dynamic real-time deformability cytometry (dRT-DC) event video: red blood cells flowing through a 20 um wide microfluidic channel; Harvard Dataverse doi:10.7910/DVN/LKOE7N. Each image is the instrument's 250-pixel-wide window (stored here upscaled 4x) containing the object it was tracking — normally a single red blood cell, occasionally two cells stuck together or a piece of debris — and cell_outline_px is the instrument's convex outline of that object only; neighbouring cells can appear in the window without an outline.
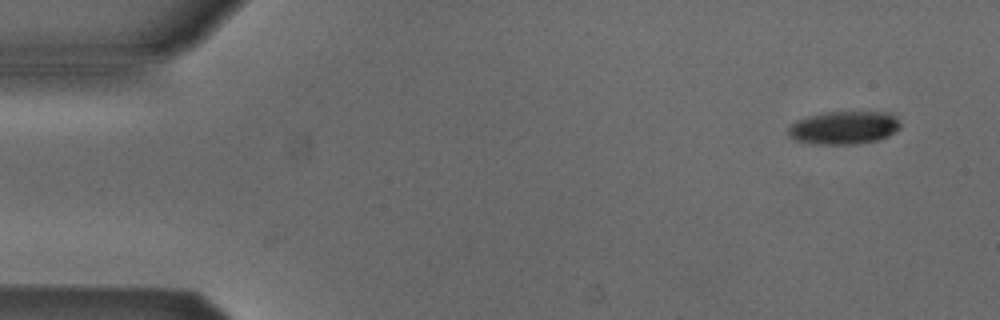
{"species": "Egyptian fruit bat (a non-hibernating species)", "species_latin": "Rousettus aegyptiacus", "temperature_condition": "cold", "stored_images_in_passage": 4, "camera_frame_rate_fps": 3000, "um_per_image_px": 0.085, "animal": {"sex": "male"}, "frame": {"image": 1, "passage_image": 1, "time_ms": 0.0, "image_size_px": [1000, 320], "cell_outline_px": [[900, 128], [888, 136], [876, 140], [856, 144], [812, 144], [796, 140], [788, 136], [788, 128], [796, 120], [804, 116], [824, 112], [892, 112], [900, 120]], "centroid_in_image_um": [71.73, 10.84], "position_along_channel_um": 13.3, "area_um2": 21.91}}
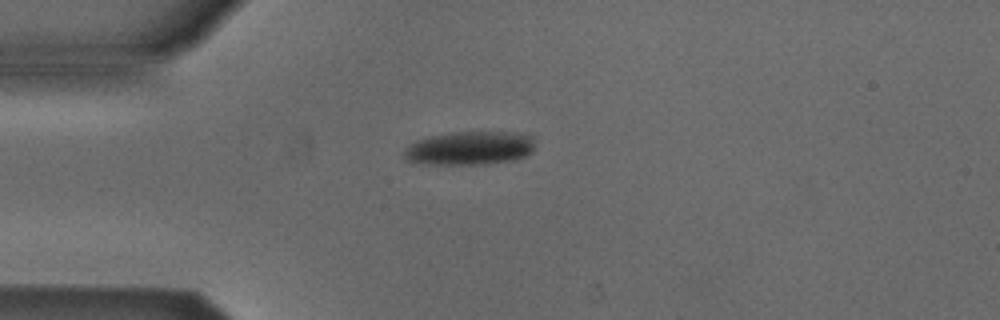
{"frame": {"image": 2, "passage_image": 4, "time_ms": 1.0, "image_size_px": [1000, 320], "cell_outline_px": [[532, 152], [528, 156], [516, 160], [484, 164], [412, 164], [404, 160], [400, 152], [408, 144], [416, 140], [428, 136], [452, 132], [516, 132], [532, 136]], "centroid_in_image_um": [39.82, 12.6], "position_along_channel_um": 45.2, "area_um2": 26.3}}